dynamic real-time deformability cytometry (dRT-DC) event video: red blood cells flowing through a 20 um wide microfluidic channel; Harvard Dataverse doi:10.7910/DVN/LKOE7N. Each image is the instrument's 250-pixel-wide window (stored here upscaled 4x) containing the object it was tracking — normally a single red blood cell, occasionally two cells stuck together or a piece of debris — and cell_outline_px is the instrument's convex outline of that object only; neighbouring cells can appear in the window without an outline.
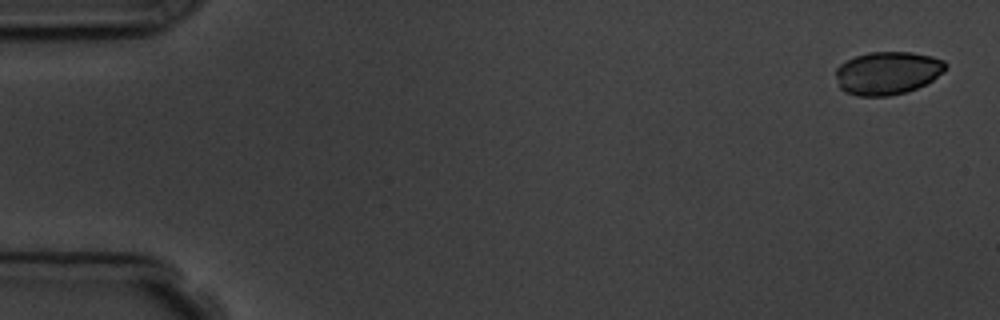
{"species": "common noctule bat (a hibernating species)", "species_latin": "Nyctalus noctula", "temperature_condition": "room temperature", "stored_images_in_passage": 6, "segment_of_instrument_passage": [1, 2], "camera_frame_rate_fps": 3000, "um_per_image_px": 0.085, "animal": {"sex": "male", "body_mass_g": 19.5, "forearm_length_mm": 54.6}, "frame": {"image": 1, "passage_image": 1, "time_ms": 0.0, "image_size_px": [1000, 320], "cell_outline_px": [[948, 68], [944, 72], [932, 80], [916, 88], [904, 92], [888, 96], [856, 96], [844, 92], [840, 88], [836, 76], [836, 68], [840, 64], [856, 56], [868, 52], [912, 52], [932, 56], [944, 60], [948, 64]], "centroid_in_image_um": [75.45, 6.2], "position_along_channel_um": 9.5, "area_um2": 27.63}}